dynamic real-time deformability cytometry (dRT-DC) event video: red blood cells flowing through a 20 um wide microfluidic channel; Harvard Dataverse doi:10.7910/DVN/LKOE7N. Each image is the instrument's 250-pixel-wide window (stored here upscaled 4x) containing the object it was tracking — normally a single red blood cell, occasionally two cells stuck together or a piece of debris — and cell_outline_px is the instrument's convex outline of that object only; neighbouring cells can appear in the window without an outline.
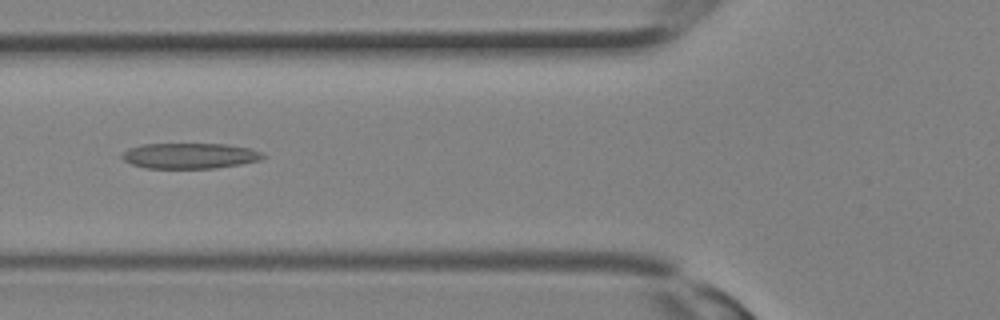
{"species": "Egyptian fruit bat (a non-hibernating species)", "species_latin": "Rousettus aegyptiacus", "temperature_condition": "room temperature", "stored_images_in_passage": 14, "camera_frame_rate_fps": 3000, "um_per_image_px": 0.085, "animal": {"sex": "female"}, "frame": {"image": 1, "passage_image": 5, "time_ms": 1.333, "image_size_px": [1000, 320], "cell_outline_px": [[268, 156], [260, 160], [240, 164], [216, 168], [144, 168], [132, 164], [124, 160], [120, 156], [128, 148], [144, 144], [224, 144], [248, 148], [260, 152]], "centroid_in_image_um": [16.12, 13.24], "position_along_channel_um": 109.7, "area_um2": 20.92}}
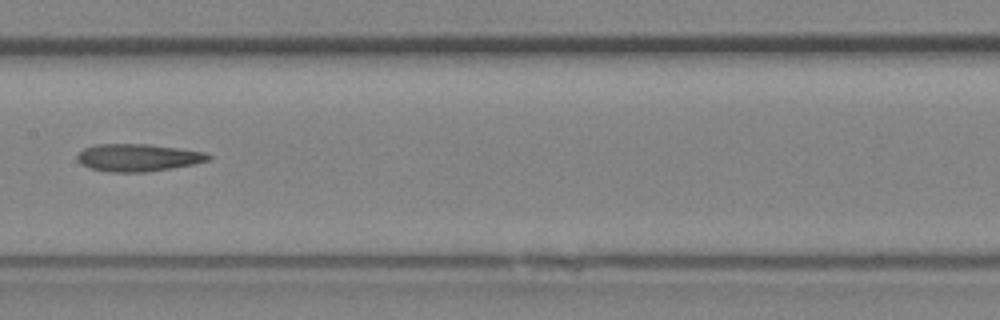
{"frame": {"image": 2, "passage_image": 9, "time_ms": 2.667, "image_size_px": [1000, 320], "cell_outline_px": [[212, 160], [172, 168], [148, 172], [108, 172], [92, 168], [80, 164], [76, 160], [76, 156], [84, 148], [96, 144], [148, 144], [204, 152], [212, 156]], "centroid_in_image_um": [11.71, 13.4], "position_along_channel_um": 195.7, "area_um2": 20.98}}
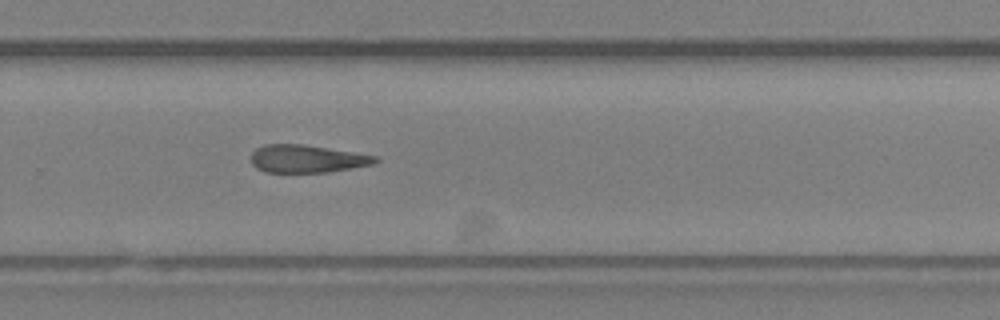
{"frame": {"image": 3, "passage_image": 14, "time_ms": 4.333, "image_size_px": [1000, 320], "cell_outline_px": [[380, 160], [376, 164], [328, 172], [264, 172], [256, 168], [252, 164], [252, 152], [256, 148], [264, 144], [304, 144], [380, 156]], "centroid_in_image_um": [26.14, 13.49], "position_along_channel_um": 303.7, "area_um2": 20.35}}